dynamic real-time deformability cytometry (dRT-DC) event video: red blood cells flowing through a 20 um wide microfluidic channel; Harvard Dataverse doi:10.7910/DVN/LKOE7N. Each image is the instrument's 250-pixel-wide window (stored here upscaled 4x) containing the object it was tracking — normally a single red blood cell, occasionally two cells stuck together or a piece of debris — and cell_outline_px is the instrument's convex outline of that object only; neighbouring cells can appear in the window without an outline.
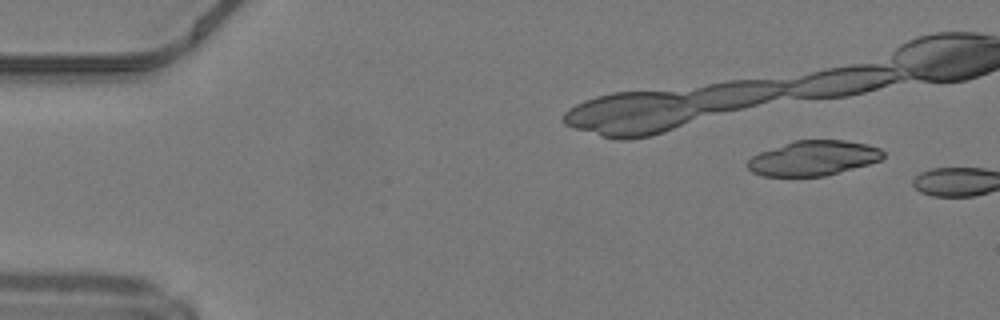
{"species": "common noctule bat (a hibernating species)", "species_latin": "Nyctalus noctula", "temperature_condition": "warm", "stored_images_in_passage": 5, "camera_frame_rate_fps": 3000, "um_per_image_px": 0.085, "animal": {"sex": "male", "body_mass_g": 19.2, "forearm_length_mm": 51.8}, "frame": {"image": 1, "passage_image": 3, "time_ms": 0.667, "image_size_px": [1000, 320], "cell_outline_px": [[884, 156], [880, 160], [868, 164], [824, 176], [764, 176], [752, 172], [744, 164], [752, 156], [760, 152], [792, 140], [844, 140], [868, 144], [880, 148], [884, 152]], "centroid_in_image_um": [69.11, 13.43], "position_along_channel_um": 15.9, "area_um2": 27.63}}